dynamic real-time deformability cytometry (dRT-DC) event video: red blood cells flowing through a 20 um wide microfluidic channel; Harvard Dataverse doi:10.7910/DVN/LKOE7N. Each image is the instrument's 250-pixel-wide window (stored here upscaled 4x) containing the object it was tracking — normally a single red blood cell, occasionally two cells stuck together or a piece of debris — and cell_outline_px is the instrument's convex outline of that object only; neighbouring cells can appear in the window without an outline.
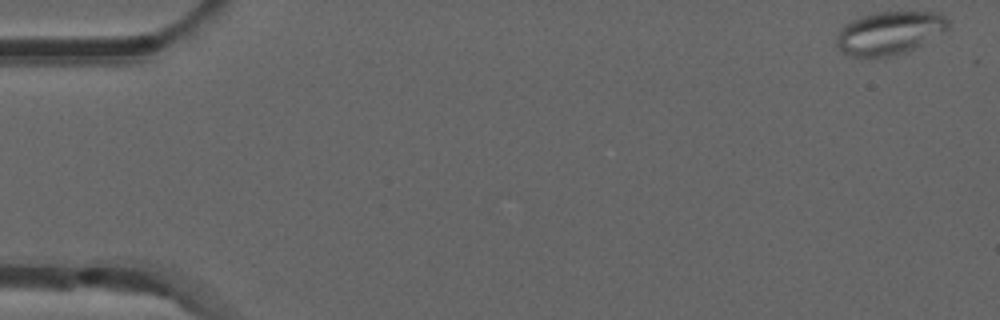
{"species": "common noctule bat (a hibernating species)", "species_latin": "Nyctalus noctula", "temperature_condition": "room temperature", "stored_images_in_passage": 53, "camera_frame_rate_fps": 3000, "um_per_image_px": 0.085, "animal": {"sex": "male", "forearm_length_mm": 52.5}, "frame": {"image": 1, "passage_image": 1, "time_ms": 0.0, "image_size_px": [1000, 320], "cell_outline_px": [[948, 28], [916, 48], [904, 52], [888, 56], [852, 56], [844, 52], [836, 44], [836, 36], [840, 28], [844, 24], [860, 16], [876, 12], [940, 12], [948, 20]], "centroid_in_image_um": [75.58, 2.78], "position_along_channel_um": 9.4, "area_um2": 27.74}}
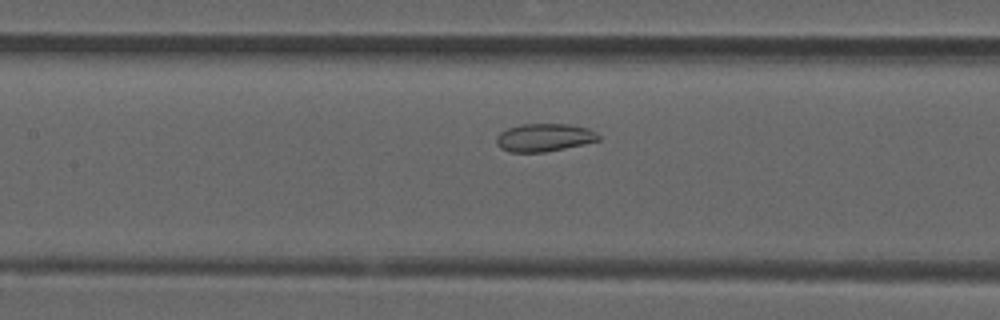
{"frame": {"image": 2, "passage_image": 24, "time_ms": 7.667, "image_size_px": [1000, 320], "cell_outline_px": [[600, 140], [584, 144], [544, 152], [508, 152], [500, 148], [496, 144], [496, 136], [500, 132], [508, 128], [520, 124], [568, 124], [588, 128], [596, 132], [600, 136]], "centroid_in_image_um": [46.24, 11.69], "position_along_channel_um": 161.2, "area_um2": 16.7}}
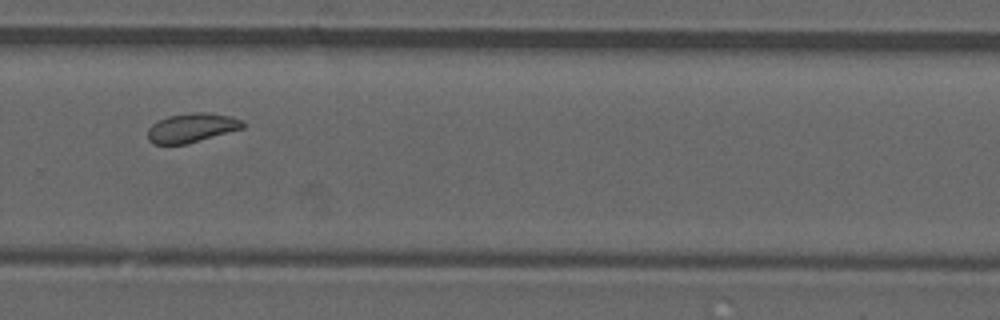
{"frame": {"image": 3, "passage_image": 36, "time_ms": 11.667, "image_size_px": [1000, 320], "cell_outline_px": [[244, 128], [184, 144], [152, 144], [148, 140], [148, 128], [152, 124], [168, 116], [192, 112], [204, 112], [228, 116], [244, 120]], "centroid_in_image_um": [16.28, 10.86], "position_along_channel_um": 313.5, "area_um2": 15.95}, "authors_computed_cell_mechanics": {"area_um2": 16.9354, "velocity_mm_per_s": 3.8226, "shape_relaxation_time_tau1_ms": null, "shape_relaxation_time_tau2_ms": 1.8399, "deformation_change_tau1": null, "deformation_change_tau2": 0.0556}}